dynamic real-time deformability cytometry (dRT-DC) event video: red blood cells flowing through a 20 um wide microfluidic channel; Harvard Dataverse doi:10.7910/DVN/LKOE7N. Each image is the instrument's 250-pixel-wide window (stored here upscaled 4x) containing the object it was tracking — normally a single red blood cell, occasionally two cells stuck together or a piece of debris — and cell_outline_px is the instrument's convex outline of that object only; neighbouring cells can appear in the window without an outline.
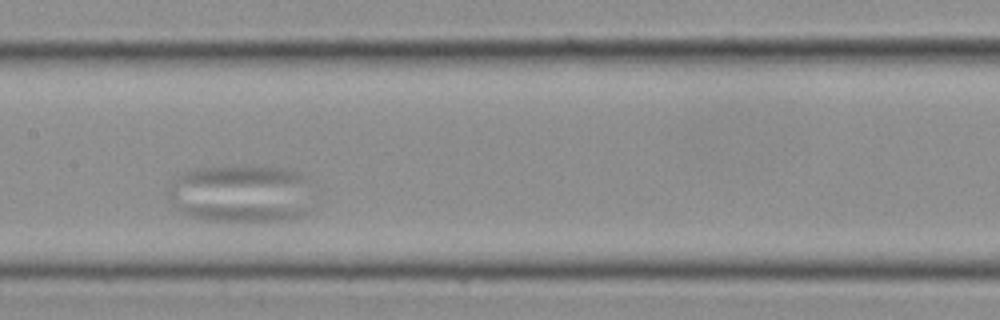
{"species": "Egyptian fruit bat (a non-hibernating species)", "species_latin": "Rousettus aegyptiacus", "temperature_condition": "cold", "stored_images_in_passage": 23, "camera_frame_rate_fps": 3000, "um_per_image_px": 0.085, "frame": {"image": 1, "passage_image": 10, "time_ms": 3.0, "image_size_px": [1000, 320], "cell_outline_px": [[308, 212], [296, 220], [208, 220], [188, 216], [180, 212], [176, 208], [168, 196], [168, 188], [172, 180], [180, 172], [196, 168], [244, 164], [248, 164], [284, 168], [300, 172], [308, 176]], "centroid_in_image_um": [20.46, 16.41], "position_along_channel_um": 186.9, "area_um2": 49.88}}
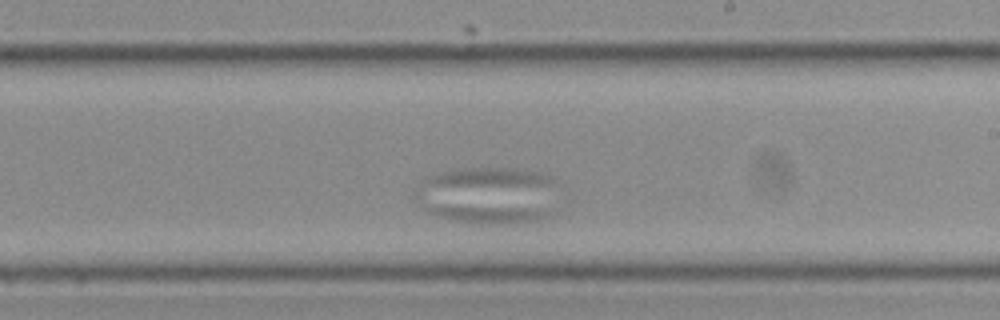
{"frame": {"image": 2, "passage_image": 14, "time_ms": 4.333, "image_size_px": [1000, 320], "cell_outline_px": [[552, 212], [536, 220], [516, 224], [492, 224], [456, 220], [440, 216], [428, 212], [416, 200], [416, 192], [436, 172], [452, 168], [516, 168], [540, 172], [548, 176], [552, 180]], "centroid_in_image_um": [41.47, 16.59], "position_along_channel_um": 247.5, "area_um2": 46.93}}